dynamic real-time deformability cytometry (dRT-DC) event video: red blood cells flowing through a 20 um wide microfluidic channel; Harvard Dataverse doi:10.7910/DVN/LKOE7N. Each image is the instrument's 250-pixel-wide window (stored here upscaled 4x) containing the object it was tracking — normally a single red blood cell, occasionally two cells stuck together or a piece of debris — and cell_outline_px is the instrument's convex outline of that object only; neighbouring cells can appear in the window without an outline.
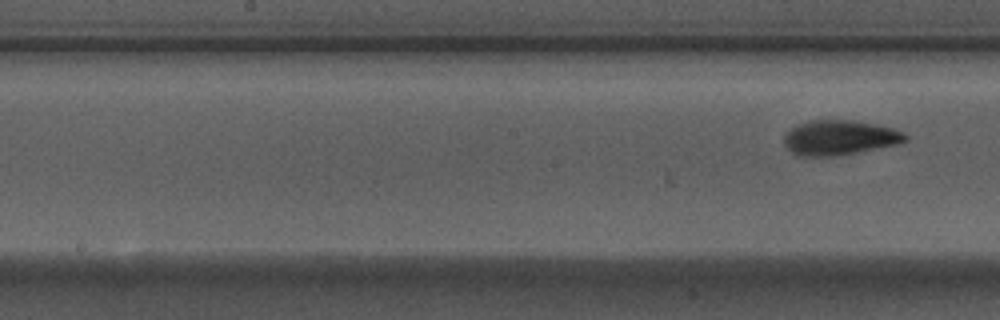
{"species": "Egyptian fruit bat (a non-hibernating species)", "species_latin": "Rousettus aegyptiacus", "temperature_condition": "warm", "stored_images_in_passage": 5, "segment_of_instrument_passage": [2, 2], "camera_frame_rate_fps": 3000, "um_per_image_px": 0.085, "animal": {"sex": "male"}, "frame": {"image": 1, "passage_image": 5, "time_ms": 1.333, "image_size_px": [1000, 320], "cell_outline_px": [[908, 140], [896, 144], [836, 156], [796, 156], [784, 144], [784, 136], [796, 124], [812, 120], [848, 120], [896, 128], [904, 132], [908, 136]], "centroid_in_image_um": [71.36, 11.7], "position_along_channel_um": 176.8, "area_um2": 24.45}}